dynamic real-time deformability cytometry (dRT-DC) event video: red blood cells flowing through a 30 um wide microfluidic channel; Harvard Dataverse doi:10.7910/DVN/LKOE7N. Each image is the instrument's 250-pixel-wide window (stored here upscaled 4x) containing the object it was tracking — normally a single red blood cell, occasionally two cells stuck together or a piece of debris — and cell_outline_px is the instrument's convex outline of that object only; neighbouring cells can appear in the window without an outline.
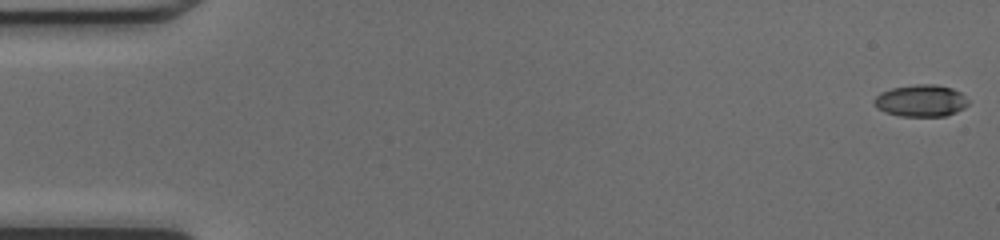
{"species": "common noctule bat (a hibernating species)", "species_latin": "Nyctalus noctula", "temperature_condition": "cold", "stored_images_in_passage": 49, "camera_frame_rate_fps": 3000, "um_per_image_px": 0.085, "animal": {"sex": "female", "body_mass_g": 17.0, "forearm_length_mm": 48.0}, "frame": {"image": 1, "passage_image": 1, "time_ms": 0.0, "image_size_px": [1000, 240], "cell_outline_px": [[968, 104], [964, 108], [956, 112], [944, 116], [900, 116], [884, 112], [876, 108], [872, 104], [872, 100], [880, 92], [892, 88], [916, 84], [936, 84], [952, 88], [960, 92], [968, 100]], "centroid_in_image_um": [78.24, 8.56], "position_along_channel_um": 6.8, "area_um2": 17.69}}
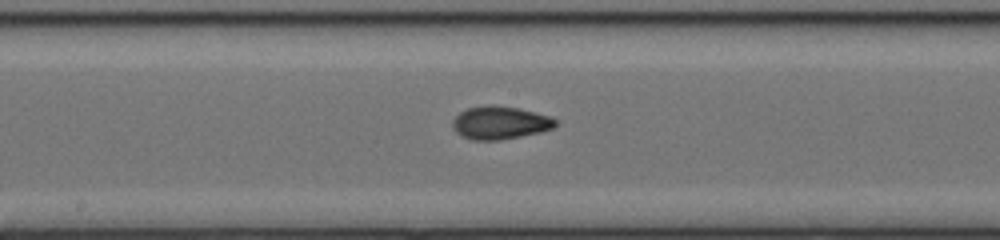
{"frame": {"image": 2, "passage_image": 26, "time_ms": 8.333, "image_size_px": [1000, 240], "cell_outline_px": [[556, 124], [552, 128], [540, 132], [500, 140], [472, 140], [460, 136], [452, 128], [452, 120], [460, 112], [468, 108], [488, 104], [492, 104], [520, 108], [548, 116], [556, 120]], "centroid_in_image_um": [42.45, 10.43], "position_along_channel_um": 205.8, "area_um2": 19.83}}
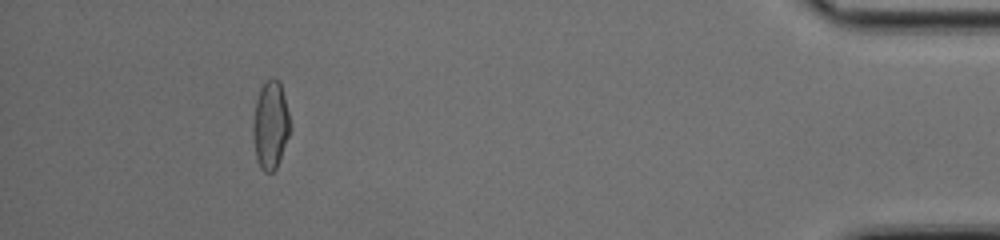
{"frame": {"image": 3, "passage_image": 45, "time_ms": 14.667, "image_size_px": [1000, 240], "cell_outline_px": [[292, 128], [276, 168], [272, 172], [264, 172], [260, 168], [256, 156], [252, 136], [252, 124], [256, 100], [260, 88], [272, 76], [280, 80]], "centroid_in_image_um": [22.99, 10.62], "position_along_channel_um": 412.2, "area_um2": 19.19}, "authors_computed_cell_mechanics": {"area_um2": 18.5538, "velocity_mm_per_s": 4.2834, "shape_relaxation_time_tau1_ms": null, "shape_relaxation_time_tau2_ms": 1.7487, "deformation_change_tau1": null, "deformation_change_tau2": 0.0671}}